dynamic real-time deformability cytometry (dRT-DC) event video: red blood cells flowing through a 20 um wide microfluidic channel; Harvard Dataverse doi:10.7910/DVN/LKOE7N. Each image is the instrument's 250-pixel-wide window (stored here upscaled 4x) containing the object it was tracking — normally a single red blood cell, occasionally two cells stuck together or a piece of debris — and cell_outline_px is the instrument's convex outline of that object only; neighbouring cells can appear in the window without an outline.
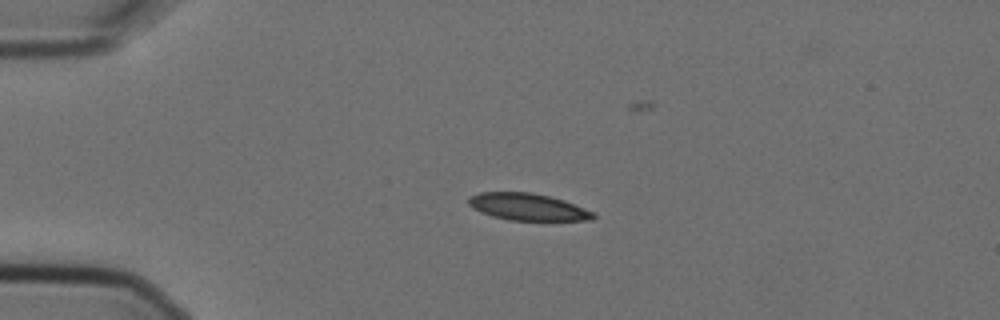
{"species": "Egyptian fruit bat (a non-hibernating species)", "species_latin": "Rousettus aegyptiacus", "temperature_condition": "cold", "stored_images_in_passage": 3, "camera_frame_rate_fps": 3000, "um_per_image_px": 0.085, "animal": {"sex": "female"}, "frame": {"image": 1, "passage_image": 1, "time_ms": 0.0, "image_size_px": [1000, 320], "cell_outline_px": [[596, 216], [592, 220], [508, 220], [492, 216], [480, 212], [472, 208], [468, 204], [468, 196], [480, 192], [532, 192], [564, 200], [596, 212]], "centroid_in_image_um": [44.85, 17.58], "position_along_channel_um": 40.1, "area_um2": 19.77}}
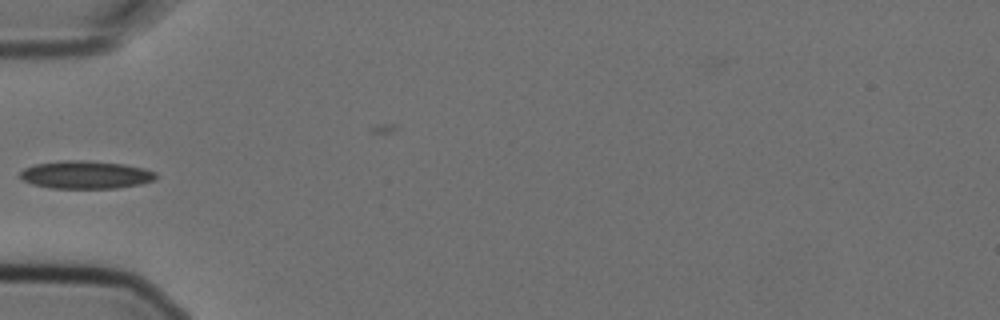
{"frame": {"image": 2, "passage_image": 2, "time_ms": 0.333, "image_size_px": [1000, 320], "cell_outline_px": [[156, 180], [140, 184], [116, 188], [52, 188], [32, 184], [24, 180], [20, 176], [20, 172], [24, 168], [36, 164], [64, 160], [84, 160], [124, 164], [144, 168], [156, 172]], "centroid_in_image_um": [7.31, 14.85], "position_along_channel_um": 77.7, "area_um2": 22.02}}